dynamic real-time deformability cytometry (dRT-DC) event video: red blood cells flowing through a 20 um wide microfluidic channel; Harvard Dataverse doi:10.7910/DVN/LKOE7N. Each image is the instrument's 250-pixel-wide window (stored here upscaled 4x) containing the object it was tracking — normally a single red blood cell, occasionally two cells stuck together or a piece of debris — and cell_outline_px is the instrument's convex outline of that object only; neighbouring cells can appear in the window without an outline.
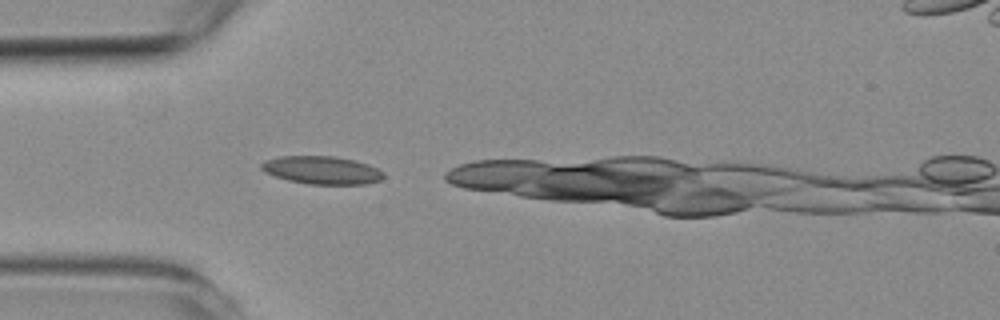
{"species": "common noctule bat (a hibernating species)", "species_latin": "Nyctalus noctula", "temperature_condition": "room temperature", "stored_images_in_passage": 1, "camera_frame_rate_fps": 3000, "um_per_image_px": 0.085, "animal": {"sex": "female", "body_mass_g": 19.3, "forearm_length_mm": 54.1}, "frame": {"image": 1, "passage_image": 1, "time_ms": 0.0, "image_size_px": [1000, 320], "cell_outline_px": [[384, 176], [380, 180], [364, 184], [308, 184], [288, 180], [264, 172], [260, 168], [260, 164], [264, 160], [280, 156], [336, 156], [356, 160], [368, 164], [384, 172]], "centroid_in_image_um": [27.34, 14.45], "position_along_channel_um": 57.7, "area_um2": 20.0}}